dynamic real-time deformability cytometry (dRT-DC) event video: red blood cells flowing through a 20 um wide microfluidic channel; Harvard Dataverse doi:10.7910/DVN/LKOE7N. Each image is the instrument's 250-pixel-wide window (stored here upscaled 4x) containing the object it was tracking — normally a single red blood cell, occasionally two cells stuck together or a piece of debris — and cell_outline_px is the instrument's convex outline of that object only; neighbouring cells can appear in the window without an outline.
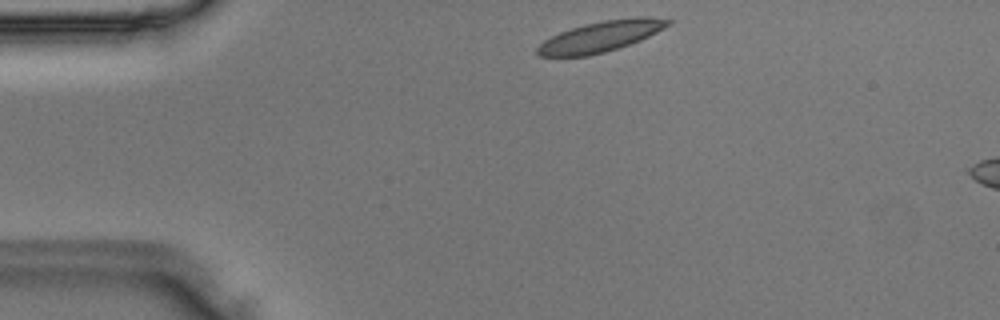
{"species": "Egyptian fruit bat (a non-hibernating species)", "species_latin": "Rousettus aegyptiacus", "temperature_condition": "room temperature", "stored_images_in_passage": 3, "camera_frame_rate_fps": 3000, "um_per_image_px": 0.085, "animal": {"sex": "male"}, "frame": {"image": 1, "passage_image": 1, "time_ms": 0.0, "image_size_px": [1000, 320], "cell_outline_px": [[672, 24], [640, 40], [604, 52], [588, 56], [540, 56], [536, 52], [536, 48], [544, 40], [560, 32], [584, 24], [604, 20], [632, 16], [648, 16], [672, 20]], "centroid_in_image_um": [51.08, 3.08], "position_along_channel_um": 33.9, "area_um2": 23.24}}